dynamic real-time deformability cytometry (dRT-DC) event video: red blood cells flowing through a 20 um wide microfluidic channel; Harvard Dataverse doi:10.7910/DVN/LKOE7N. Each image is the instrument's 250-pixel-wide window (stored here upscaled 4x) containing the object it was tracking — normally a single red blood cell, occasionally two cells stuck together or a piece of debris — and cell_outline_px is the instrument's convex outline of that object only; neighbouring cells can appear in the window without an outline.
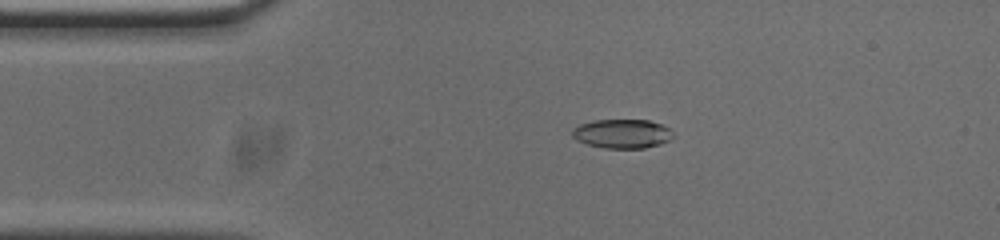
{"species": "common noctule bat (a hibernating species)", "species_latin": "Nyctalus noctula", "temperature_condition": "cold", "stored_images_in_passage": 53, "camera_frame_rate_fps": 3000, "um_per_image_px": 0.085, "animal": {"sex": "male", "body_mass_g": 20.0, "forearm_length_mm": 53.3}, "frame": {"image": 1, "passage_image": 10, "time_ms": 3.0, "image_size_px": [1000, 240], "cell_outline_px": [[676, 136], [672, 140], [660, 144], [644, 148], [604, 148], [588, 144], [576, 140], [572, 136], [572, 128], [580, 124], [596, 120], [648, 120], [660, 124], [668, 128]], "centroid_in_image_um": [52.9, 11.37], "position_along_channel_um": 32.1, "area_um2": 17.17}}
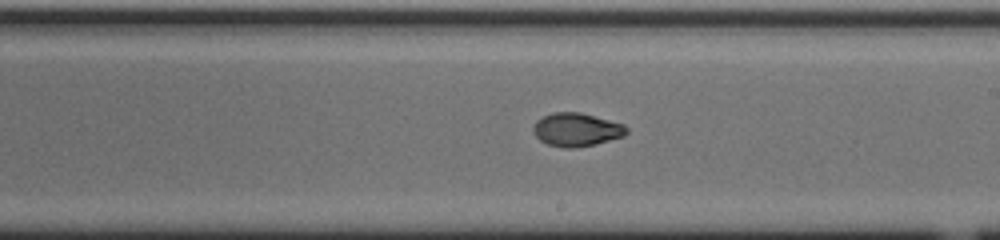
{"frame": {"image": 2, "passage_image": 29, "time_ms": 9.333, "image_size_px": [1000, 240], "cell_outline_px": [[628, 132], [624, 136], [596, 144], [576, 148], [564, 148], [548, 144], [540, 140], [536, 136], [532, 128], [536, 120], [552, 112], [580, 112], [624, 124], [628, 128]], "centroid_in_image_um": [49.01, 11.02], "position_along_channel_um": 240.0, "area_um2": 18.21}}
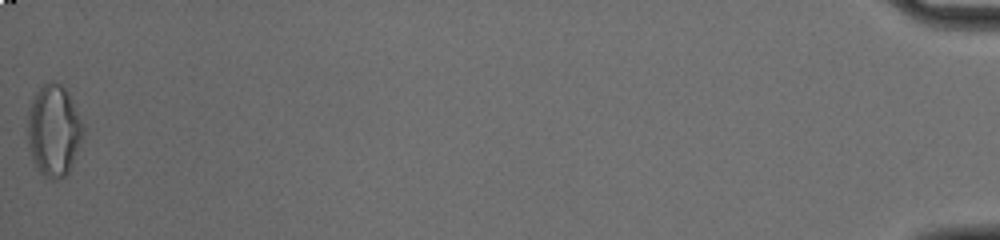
{"frame": {"image": 3, "passage_image": 53, "time_ms": 17.333, "image_size_px": [1000, 240], "cell_outline_px": [[84, 136], [72, 164], [68, 172], [64, 176], [52, 180], [44, 176], [40, 172], [32, 160], [28, 148], [28, 108], [32, 100], [40, 88], [44, 84], [52, 80], [60, 84], [68, 92], [84, 128]], "centroid_in_image_um": [4.56, 11.11], "position_along_channel_um": 430.6, "area_um2": 29.48}, "authors_computed_cell_mechanics": {"area_um2": 18.207, "velocity_mm_per_s": 3.7766, "shape_relaxation_time_tau1_ms": 6.9086, "shape_relaxation_time_tau2_ms": 1.5442, "deformation_change_tau1": 0.1925, "deformation_change_tau2": 0.0456}}